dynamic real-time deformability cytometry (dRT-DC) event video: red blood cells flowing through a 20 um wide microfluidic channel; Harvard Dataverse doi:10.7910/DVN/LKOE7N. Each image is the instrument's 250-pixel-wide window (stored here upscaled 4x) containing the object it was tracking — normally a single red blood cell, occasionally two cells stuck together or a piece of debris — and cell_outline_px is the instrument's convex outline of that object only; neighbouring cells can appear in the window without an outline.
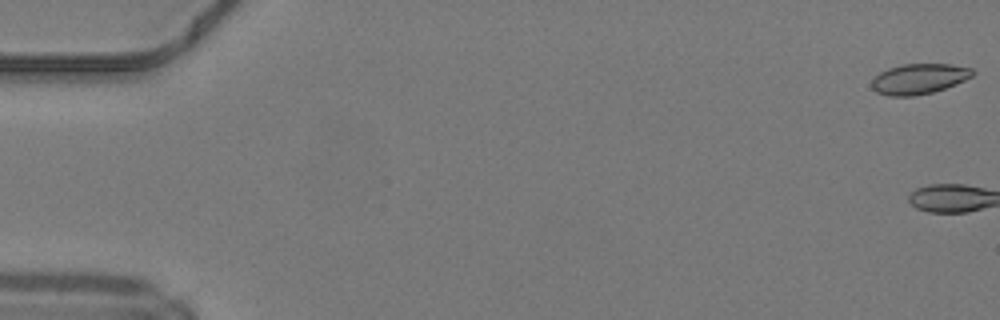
{"species": "common noctule bat (a hibernating species)", "species_latin": "Nyctalus noctula", "temperature_condition": "warm", "stored_images_in_passage": 3, "camera_frame_rate_fps": 3000, "um_per_image_px": 0.085, "animal": {"sex": "male", "body_mass_g": 19.2, "forearm_length_mm": 51.8}, "frame": {"image": 1, "passage_image": 1, "time_ms": 0.0, "image_size_px": [1000, 320], "cell_outline_px": [[976, 72], [972, 76], [956, 84], [932, 92], [916, 96], [888, 96], [876, 92], [872, 88], [872, 80], [880, 72], [888, 68], [904, 64], [948, 64], [972, 68]], "centroid_in_image_um": [78.11, 6.7], "position_along_channel_um": 6.9, "area_um2": 17.8}}